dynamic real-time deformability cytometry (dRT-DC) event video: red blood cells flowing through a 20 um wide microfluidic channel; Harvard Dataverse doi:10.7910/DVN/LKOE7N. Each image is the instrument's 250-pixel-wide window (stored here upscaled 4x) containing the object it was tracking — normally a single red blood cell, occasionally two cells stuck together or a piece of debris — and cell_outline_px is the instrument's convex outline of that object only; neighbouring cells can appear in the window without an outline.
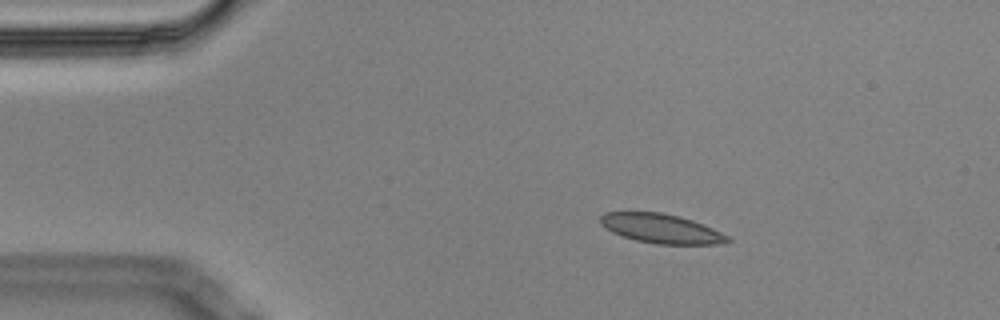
{"species": "Egyptian fruit bat (a non-hibernating species)", "species_latin": "Rousettus aegyptiacus", "temperature_condition": "cold", "stored_images_in_passage": 5, "camera_frame_rate_fps": 3000, "um_per_image_px": 0.085, "animal": {"sex": "male"}, "frame": {"image": 1, "passage_image": 3, "time_ms": 0.667, "image_size_px": [1000, 320], "cell_outline_px": [[732, 240], [716, 244], [656, 244], [636, 240], [612, 232], [600, 224], [600, 216], [604, 212], [660, 212], [680, 216], [692, 220], [712, 228], [728, 236]], "centroid_in_image_um": [56.18, 19.42], "position_along_channel_um": 28.8, "area_um2": 21.56}}